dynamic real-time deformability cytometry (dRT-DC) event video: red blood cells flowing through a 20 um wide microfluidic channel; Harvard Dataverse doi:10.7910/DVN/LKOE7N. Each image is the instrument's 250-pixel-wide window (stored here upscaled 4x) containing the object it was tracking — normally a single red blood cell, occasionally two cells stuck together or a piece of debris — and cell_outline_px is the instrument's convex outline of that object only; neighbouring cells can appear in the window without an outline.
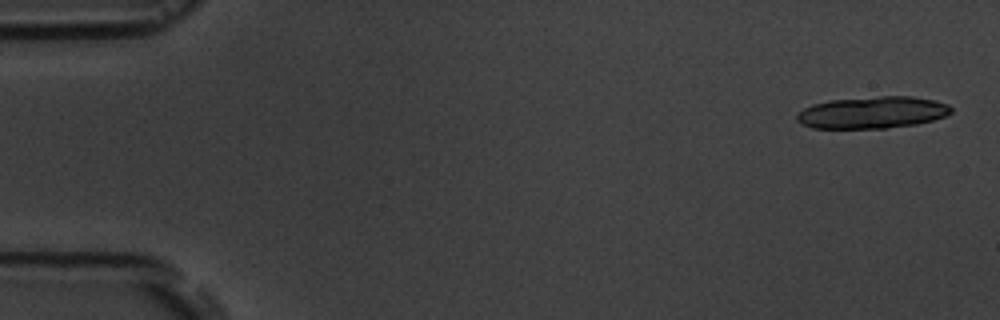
{"species": "common noctule bat (a hibernating species)", "species_latin": "Nyctalus noctula", "temperature_condition": "room temperature", "stored_images_in_passage": 6, "camera_frame_rate_fps": 3000, "um_per_image_px": 0.085, "animal": {"sex": "male", "body_mass_g": 19.5, "forearm_length_mm": 54.6}, "frame": {"image": 1, "passage_image": 1, "time_ms": 0.0, "image_size_px": [1000, 320], "cell_outline_px": [[952, 112], [948, 116], [916, 124], [888, 128], [812, 128], [796, 120], [796, 116], [804, 108], [812, 104], [828, 100], [880, 96], [912, 96], [936, 100], [948, 104], [952, 108]], "centroid_in_image_um": [74.19, 9.55], "position_along_channel_um": 10.8, "area_um2": 28.84}}